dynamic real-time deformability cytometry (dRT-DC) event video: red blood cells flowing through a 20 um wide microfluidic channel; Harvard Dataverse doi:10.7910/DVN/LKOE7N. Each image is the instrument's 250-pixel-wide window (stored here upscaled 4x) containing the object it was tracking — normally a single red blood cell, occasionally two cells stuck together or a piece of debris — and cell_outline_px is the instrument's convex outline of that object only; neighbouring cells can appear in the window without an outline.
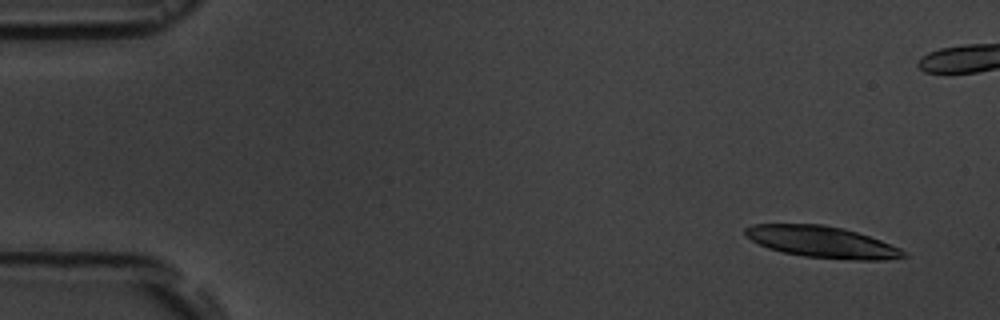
{"species": "common noctule bat (a hibernating species)", "species_latin": "Nyctalus noctula", "temperature_condition": "room temperature", "stored_images_in_passage": 5, "segment_of_instrument_passage": [2, 2], "camera_frame_rate_fps": 3000, "um_per_image_px": 0.085, "animal": {"sex": "male", "body_mass_g": 19.5, "forearm_length_mm": 54.6}, "frame": {"image": 1, "passage_image": 5, "time_ms": 5.667, "image_size_px": [1000, 320], "cell_outline_px": [[908, 256], [884, 260], [856, 260], [804, 256], [784, 252], [768, 248], [744, 236], [744, 228], [752, 224], [824, 224], [844, 228], [880, 240], [900, 248]], "centroid_in_image_um": [69.85, 20.55], "position_along_channel_um": 15.2, "area_um2": 28.9}}